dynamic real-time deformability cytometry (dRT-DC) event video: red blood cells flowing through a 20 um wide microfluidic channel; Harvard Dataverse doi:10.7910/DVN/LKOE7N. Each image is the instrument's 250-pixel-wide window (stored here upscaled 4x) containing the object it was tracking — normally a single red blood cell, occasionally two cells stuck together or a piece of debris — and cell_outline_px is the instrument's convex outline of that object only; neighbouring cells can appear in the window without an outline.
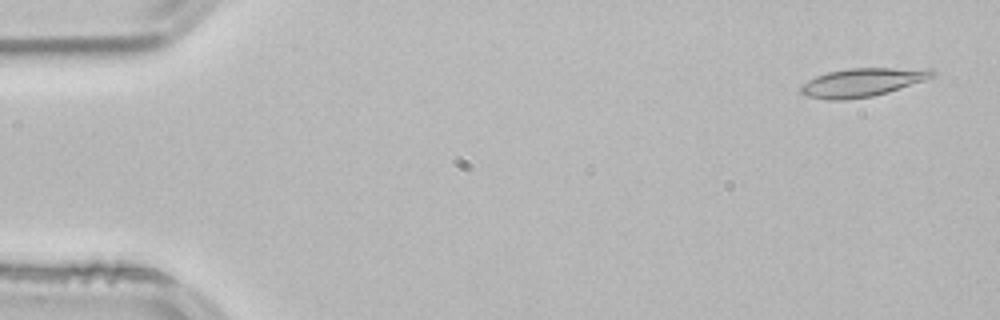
{"species": "common noctule bat (a hibernating species)", "species_latin": "Nyctalus noctula", "temperature_condition": "room temperature", "stored_images_in_passage": 17, "camera_frame_rate_fps": 3000, "um_per_image_px": 0.085, "animal": {"sex": "male", "body_mass_g": 21.5, "forearm_length_mm": 52.0}, "frame": {"image": 1, "passage_image": 3, "time_ms": 0.667, "image_size_px": [1000, 320], "cell_outline_px": [[936, 76], [888, 92], [872, 96], [844, 100], [828, 100], [804, 96], [800, 92], [800, 88], [808, 80], [816, 76], [828, 72], [848, 68], [932, 68], [936, 72]], "centroid_in_image_um": [73.31, 6.99], "position_along_channel_um": 11.7, "area_um2": 21.91}}
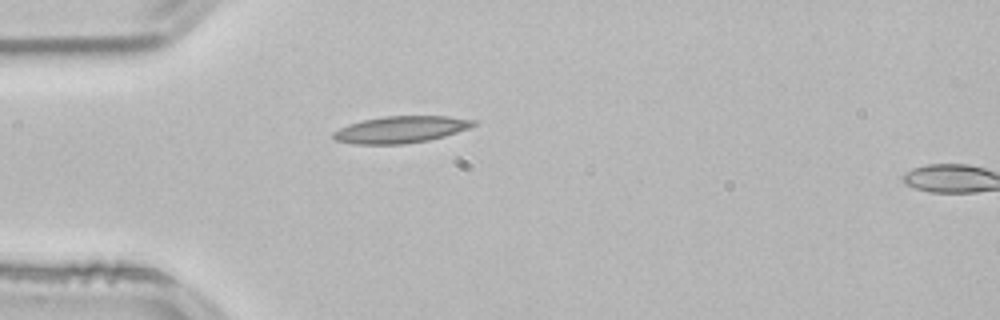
{"frame": {"image": 2, "passage_image": 15, "time_ms": 4.667, "image_size_px": [1000, 320], "cell_outline_px": [[476, 124], [468, 128], [444, 136], [428, 140], [404, 144], [356, 144], [336, 140], [332, 136], [332, 132], [348, 124], [364, 120], [384, 116], [448, 116], [476, 120]], "centroid_in_image_um": [34.06, 11.0], "position_along_channel_um": 50.9, "area_um2": 21.73}}